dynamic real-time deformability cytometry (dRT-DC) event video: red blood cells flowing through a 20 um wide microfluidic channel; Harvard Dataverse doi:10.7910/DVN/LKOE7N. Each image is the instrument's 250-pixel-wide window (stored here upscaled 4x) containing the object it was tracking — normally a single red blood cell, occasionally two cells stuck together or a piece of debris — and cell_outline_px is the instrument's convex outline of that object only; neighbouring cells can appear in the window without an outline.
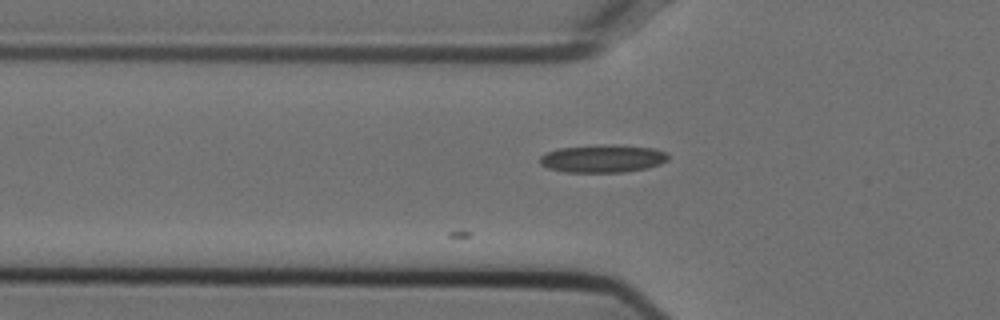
{"species": "Egyptian fruit bat (a non-hibernating species)", "species_latin": "Rousettus aegyptiacus", "temperature_condition": "cold", "stored_images_in_passage": 3, "camera_frame_rate_fps": 3000, "um_per_image_px": 0.085, "animal": {"sex": "female"}, "frame": {"image": 1, "passage_image": 3, "time_ms": 0.667, "image_size_px": [1000, 320], "cell_outline_px": [[668, 160], [660, 164], [648, 168], [624, 172], [564, 172], [548, 168], [540, 164], [540, 156], [544, 152], [556, 148], [608, 144], [652, 148], [664, 152], [668, 156]], "centroid_in_image_um": [51.18, 13.48], "position_along_channel_um": 74.6, "area_um2": 20.87}}